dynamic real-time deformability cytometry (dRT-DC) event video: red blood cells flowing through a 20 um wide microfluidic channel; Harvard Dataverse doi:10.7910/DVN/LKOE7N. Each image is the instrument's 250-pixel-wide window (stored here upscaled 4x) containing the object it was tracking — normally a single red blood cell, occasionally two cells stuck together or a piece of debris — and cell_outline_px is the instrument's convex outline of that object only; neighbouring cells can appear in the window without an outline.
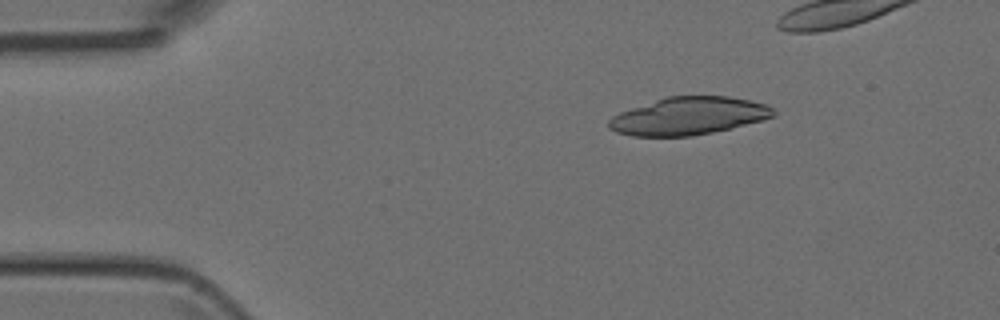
{"species": "Egyptian fruit bat (a non-hibernating species)", "species_latin": "Rousettus aegyptiacus", "temperature_condition": "room temperature", "stored_images_in_passage": 40, "camera_frame_rate_fps": 3000, "um_per_image_px": 0.085, "animal": {"sex": "female"}, "frame": {"image": 1, "passage_image": 6, "time_ms": 1.667, "image_size_px": [1000, 320], "cell_outline_px": [[776, 112], [772, 116], [764, 120], [732, 128], [692, 136], [632, 136], [616, 132], [608, 128], [608, 120], [612, 116], [620, 112], [668, 96], [728, 96], [768, 104]], "centroid_in_image_um": [58.54, 9.86], "position_along_channel_um": 26.5, "area_um2": 36.07}}